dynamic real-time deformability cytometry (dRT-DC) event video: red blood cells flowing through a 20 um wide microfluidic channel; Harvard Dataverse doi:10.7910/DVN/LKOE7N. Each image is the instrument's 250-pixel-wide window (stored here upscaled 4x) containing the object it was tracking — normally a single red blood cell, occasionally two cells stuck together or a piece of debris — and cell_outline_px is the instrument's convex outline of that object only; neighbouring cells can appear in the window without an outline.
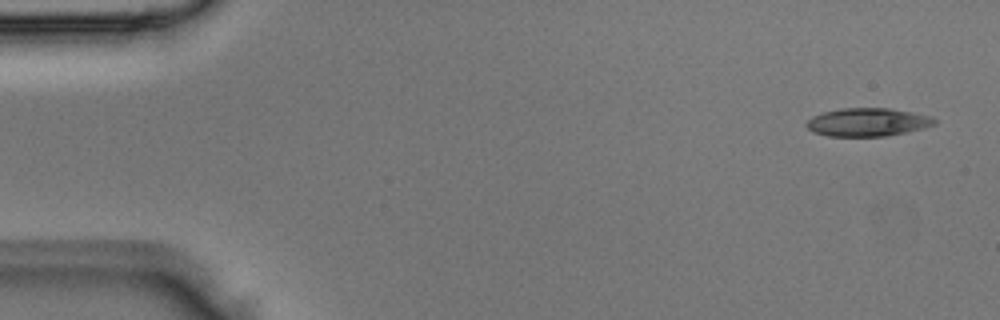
{"species": "Egyptian fruit bat (a non-hibernating species)", "species_latin": "Rousettus aegyptiacus", "temperature_condition": "room temperature", "stored_images_in_passage": 4, "camera_frame_rate_fps": 3000, "um_per_image_px": 0.085, "animal": {"sex": "male"}, "frame": {"image": 1, "passage_image": 1, "time_ms": 0.0, "image_size_px": [1000, 320], "cell_outline_px": [[936, 124], [924, 128], [884, 136], [828, 136], [812, 132], [804, 124], [812, 116], [824, 112], [844, 108], [888, 108], [912, 112], [932, 116], [936, 120]], "centroid_in_image_um": [73.74, 10.38], "position_along_channel_um": 11.3, "area_um2": 20.98}}
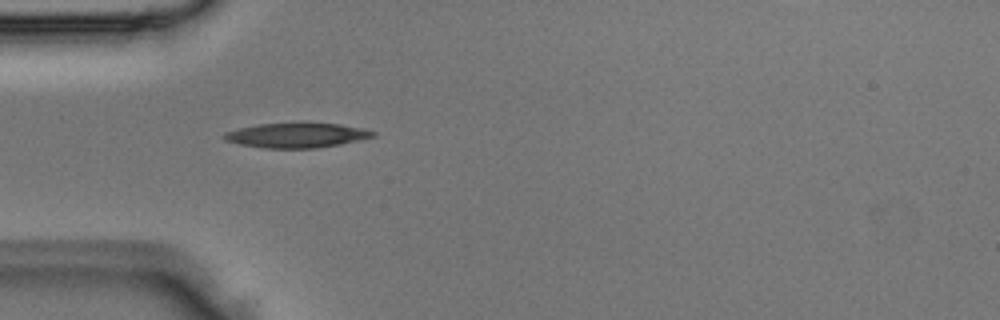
{"frame": {"image": 2, "passage_image": 4, "time_ms": 1.0, "image_size_px": [1000, 320], "cell_outline_px": [[376, 136], [340, 144], [316, 148], [264, 148], [240, 144], [224, 140], [220, 136], [224, 132], [240, 128], [260, 124], [340, 124], [364, 128], [376, 132]], "centroid_in_image_um": [25.2, 11.51], "position_along_channel_um": 59.8, "area_um2": 21.15}}